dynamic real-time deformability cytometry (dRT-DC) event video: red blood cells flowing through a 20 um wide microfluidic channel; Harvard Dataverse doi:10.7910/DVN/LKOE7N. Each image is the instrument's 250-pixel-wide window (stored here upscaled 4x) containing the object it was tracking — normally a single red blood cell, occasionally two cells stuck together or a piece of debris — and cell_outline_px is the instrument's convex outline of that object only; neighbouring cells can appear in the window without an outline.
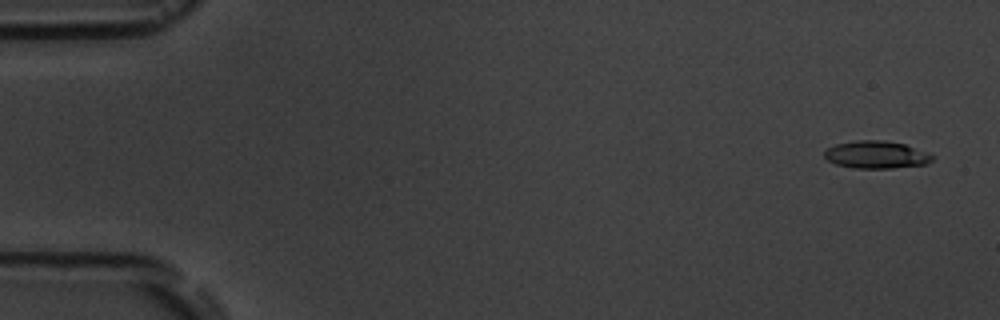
{"species": "common noctule bat (a hibernating species)", "species_latin": "Nyctalus noctula", "temperature_condition": "room temperature", "stored_images_in_passage": 5, "camera_frame_rate_fps": 3000, "um_per_image_px": 0.085, "animal": {"sex": "male", "body_mass_g": 19.5, "forearm_length_mm": 54.6}, "frame": {"image": 1, "passage_image": 1, "time_ms": 0.0, "image_size_px": [1000, 320], "cell_outline_px": [[936, 156], [932, 160], [924, 164], [892, 168], [852, 168], [836, 164], [828, 160], [824, 156], [824, 152], [828, 148], [836, 144], [860, 140], [884, 140], [904, 144], [928, 152]], "centroid_in_image_um": [74.5, 13.15], "position_along_channel_um": 10.5, "area_um2": 17.22}}
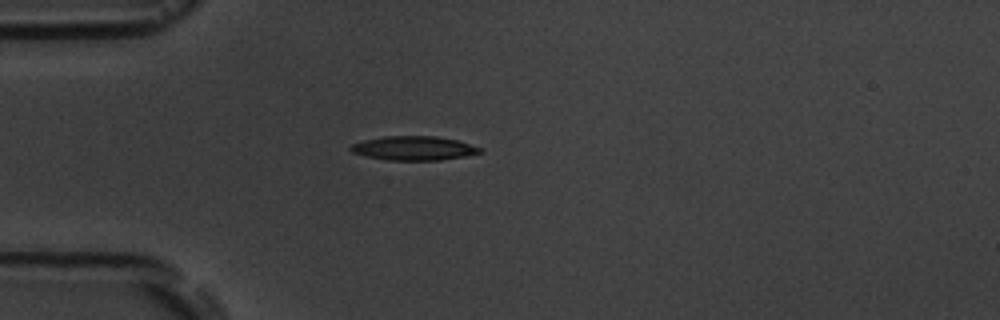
{"frame": {"image": 2, "passage_image": 5, "time_ms": 4.333, "image_size_px": [1000, 320], "cell_outline_px": [[484, 152], [464, 156], [440, 160], [388, 160], [364, 156], [352, 152], [348, 148], [352, 144], [364, 140], [384, 136], [436, 136], [456, 140], [480, 148]], "centroid_in_image_um": [35.13, 12.6], "position_along_channel_um": 49.9, "area_um2": 18.03}}